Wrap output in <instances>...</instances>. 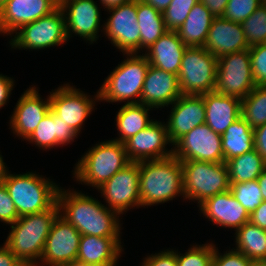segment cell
<instances>
[{"mask_svg": "<svg viewBox=\"0 0 266 266\" xmlns=\"http://www.w3.org/2000/svg\"><path fill=\"white\" fill-rule=\"evenodd\" d=\"M241 24L249 47L266 43V6L260 5Z\"/></svg>", "mask_w": 266, "mask_h": 266, "instance_id": "obj_35", "label": "cell"}, {"mask_svg": "<svg viewBox=\"0 0 266 266\" xmlns=\"http://www.w3.org/2000/svg\"><path fill=\"white\" fill-rule=\"evenodd\" d=\"M251 71L256 86H266V43L249 47Z\"/></svg>", "mask_w": 266, "mask_h": 266, "instance_id": "obj_40", "label": "cell"}, {"mask_svg": "<svg viewBox=\"0 0 266 266\" xmlns=\"http://www.w3.org/2000/svg\"><path fill=\"white\" fill-rule=\"evenodd\" d=\"M78 134L65 124L51 109L40 121L34 132L28 137L29 143H35L40 149L68 145Z\"/></svg>", "mask_w": 266, "mask_h": 266, "instance_id": "obj_27", "label": "cell"}, {"mask_svg": "<svg viewBox=\"0 0 266 266\" xmlns=\"http://www.w3.org/2000/svg\"><path fill=\"white\" fill-rule=\"evenodd\" d=\"M143 1L163 13L164 10L170 5L172 0H143Z\"/></svg>", "mask_w": 266, "mask_h": 266, "instance_id": "obj_49", "label": "cell"}, {"mask_svg": "<svg viewBox=\"0 0 266 266\" xmlns=\"http://www.w3.org/2000/svg\"><path fill=\"white\" fill-rule=\"evenodd\" d=\"M49 96L51 110L77 134L81 132L82 125L94 110L95 101H99L98 92L92 98L69 83L54 89Z\"/></svg>", "mask_w": 266, "mask_h": 266, "instance_id": "obj_13", "label": "cell"}, {"mask_svg": "<svg viewBox=\"0 0 266 266\" xmlns=\"http://www.w3.org/2000/svg\"><path fill=\"white\" fill-rule=\"evenodd\" d=\"M226 164L230 183L256 180L266 169L265 161L255 149L228 160Z\"/></svg>", "mask_w": 266, "mask_h": 266, "instance_id": "obj_33", "label": "cell"}, {"mask_svg": "<svg viewBox=\"0 0 266 266\" xmlns=\"http://www.w3.org/2000/svg\"><path fill=\"white\" fill-rule=\"evenodd\" d=\"M139 194L141 207L158 205L183 197L181 160L171 156L161 160L139 162Z\"/></svg>", "mask_w": 266, "mask_h": 266, "instance_id": "obj_3", "label": "cell"}, {"mask_svg": "<svg viewBox=\"0 0 266 266\" xmlns=\"http://www.w3.org/2000/svg\"><path fill=\"white\" fill-rule=\"evenodd\" d=\"M249 221L261 229L266 230V201L261 204L250 214Z\"/></svg>", "mask_w": 266, "mask_h": 266, "instance_id": "obj_47", "label": "cell"}, {"mask_svg": "<svg viewBox=\"0 0 266 266\" xmlns=\"http://www.w3.org/2000/svg\"><path fill=\"white\" fill-rule=\"evenodd\" d=\"M64 266H93V265H89L83 261L75 259L74 261H71L70 263H67Z\"/></svg>", "mask_w": 266, "mask_h": 266, "instance_id": "obj_53", "label": "cell"}, {"mask_svg": "<svg viewBox=\"0 0 266 266\" xmlns=\"http://www.w3.org/2000/svg\"><path fill=\"white\" fill-rule=\"evenodd\" d=\"M109 17L103 31L123 54L139 53L140 29L137 23V0L107 9ZM111 13V14H110Z\"/></svg>", "mask_w": 266, "mask_h": 266, "instance_id": "obj_11", "label": "cell"}, {"mask_svg": "<svg viewBox=\"0 0 266 266\" xmlns=\"http://www.w3.org/2000/svg\"><path fill=\"white\" fill-rule=\"evenodd\" d=\"M233 197L251 214L263 201L258 180L231 183Z\"/></svg>", "mask_w": 266, "mask_h": 266, "instance_id": "obj_36", "label": "cell"}, {"mask_svg": "<svg viewBox=\"0 0 266 266\" xmlns=\"http://www.w3.org/2000/svg\"><path fill=\"white\" fill-rule=\"evenodd\" d=\"M59 215L56 202L46 211L19 217L10 225L11 230L4 244L26 266H37L50 229Z\"/></svg>", "mask_w": 266, "mask_h": 266, "instance_id": "obj_2", "label": "cell"}, {"mask_svg": "<svg viewBox=\"0 0 266 266\" xmlns=\"http://www.w3.org/2000/svg\"><path fill=\"white\" fill-rule=\"evenodd\" d=\"M37 90L35 86L25 90L18 99L8 122L13 133L25 141L51 109L50 96L48 95L46 100L42 99Z\"/></svg>", "mask_w": 266, "mask_h": 266, "instance_id": "obj_18", "label": "cell"}, {"mask_svg": "<svg viewBox=\"0 0 266 266\" xmlns=\"http://www.w3.org/2000/svg\"><path fill=\"white\" fill-rule=\"evenodd\" d=\"M81 157L75 165L73 177L79 184L95 189L130 163L124 143L113 139L98 142Z\"/></svg>", "mask_w": 266, "mask_h": 266, "instance_id": "obj_4", "label": "cell"}, {"mask_svg": "<svg viewBox=\"0 0 266 266\" xmlns=\"http://www.w3.org/2000/svg\"><path fill=\"white\" fill-rule=\"evenodd\" d=\"M255 86L249 49L227 54L217 59L216 92L242 100Z\"/></svg>", "mask_w": 266, "mask_h": 266, "instance_id": "obj_10", "label": "cell"}, {"mask_svg": "<svg viewBox=\"0 0 266 266\" xmlns=\"http://www.w3.org/2000/svg\"><path fill=\"white\" fill-rule=\"evenodd\" d=\"M57 204L60 216L72 224L82 235L121 237V217L116 211L81 191L59 187Z\"/></svg>", "mask_w": 266, "mask_h": 266, "instance_id": "obj_1", "label": "cell"}, {"mask_svg": "<svg viewBox=\"0 0 266 266\" xmlns=\"http://www.w3.org/2000/svg\"><path fill=\"white\" fill-rule=\"evenodd\" d=\"M257 180L262 193V198L266 201V169L261 173Z\"/></svg>", "mask_w": 266, "mask_h": 266, "instance_id": "obj_51", "label": "cell"}, {"mask_svg": "<svg viewBox=\"0 0 266 266\" xmlns=\"http://www.w3.org/2000/svg\"><path fill=\"white\" fill-rule=\"evenodd\" d=\"M14 33L9 41L12 49L41 50L68 42L65 15L60 6L50 14L21 26Z\"/></svg>", "mask_w": 266, "mask_h": 266, "instance_id": "obj_9", "label": "cell"}, {"mask_svg": "<svg viewBox=\"0 0 266 266\" xmlns=\"http://www.w3.org/2000/svg\"><path fill=\"white\" fill-rule=\"evenodd\" d=\"M204 99L205 123L217 134L241 117V99L211 91L201 95Z\"/></svg>", "mask_w": 266, "mask_h": 266, "instance_id": "obj_24", "label": "cell"}, {"mask_svg": "<svg viewBox=\"0 0 266 266\" xmlns=\"http://www.w3.org/2000/svg\"><path fill=\"white\" fill-rule=\"evenodd\" d=\"M165 122L153 120L145 129L124 142L130 162L161 160L173 156V148L167 150L169 140Z\"/></svg>", "mask_w": 266, "mask_h": 266, "instance_id": "obj_16", "label": "cell"}, {"mask_svg": "<svg viewBox=\"0 0 266 266\" xmlns=\"http://www.w3.org/2000/svg\"><path fill=\"white\" fill-rule=\"evenodd\" d=\"M8 0H0V10L4 7L5 3L7 2Z\"/></svg>", "mask_w": 266, "mask_h": 266, "instance_id": "obj_55", "label": "cell"}, {"mask_svg": "<svg viewBox=\"0 0 266 266\" xmlns=\"http://www.w3.org/2000/svg\"><path fill=\"white\" fill-rule=\"evenodd\" d=\"M184 198L197 201L198 206L206 199L230 189L226 162L181 161Z\"/></svg>", "mask_w": 266, "mask_h": 266, "instance_id": "obj_7", "label": "cell"}, {"mask_svg": "<svg viewBox=\"0 0 266 266\" xmlns=\"http://www.w3.org/2000/svg\"><path fill=\"white\" fill-rule=\"evenodd\" d=\"M167 249L144 258L141 266H177L176 251Z\"/></svg>", "mask_w": 266, "mask_h": 266, "instance_id": "obj_43", "label": "cell"}, {"mask_svg": "<svg viewBox=\"0 0 266 266\" xmlns=\"http://www.w3.org/2000/svg\"><path fill=\"white\" fill-rule=\"evenodd\" d=\"M0 266H26L4 244L0 247Z\"/></svg>", "mask_w": 266, "mask_h": 266, "instance_id": "obj_46", "label": "cell"}, {"mask_svg": "<svg viewBox=\"0 0 266 266\" xmlns=\"http://www.w3.org/2000/svg\"><path fill=\"white\" fill-rule=\"evenodd\" d=\"M82 234L60 215L47 236L43 254L37 266H64L77 258Z\"/></svg>", "mask_w": 266, "mask_h": 266, "instance_id": "obj_15", "label": "cell"}, {"mask_svg": "<svg viewBox=\"0 0 266 266\" xmlns=\"http://www.w3.org/2000/svg\"><path fill=\"white\" fill-rule=\"evenodd\" d=\"M20 216L3 183L0 184V221L4 224H13Z\"/></svg>", "mask_w": 266, "mask_h": 266, "instance_id": "obj_42", "label": "cell"}, {"mask_svg": "<svg viewBox=\"0 0 266 266\" xmlns=\"http://www.w3.org/2000/svg\"><path fill=\"white\" fill-rule=\"evenodd\" d=\"M198 2L199 0H172L163 12L166 29L176 31L185 22L189 12Z\"/></svg>", "mask_w": 266, "mask_h": 266, "instance_id": "obj_38", "label": "cell"}, {"mask_svg": "<svg viewBox=\"0 0 266 266\" xmlns=\"http://www.w3.org/2000/svg\"><path fill=\"white\" fill-rule=\"evenodd\" d=\"M250 266H266V262H252Z\"/></svg>", "mask_w": 266, "mask_h": 266, "instance_id": "obj_54", "label": "cell"}, {"mask_svg": "<svg viewBox=\"0 0 266 266\" xmlns=\"http://www.w3.org/2000/svg\"><path fill=\"white\" fill-rule=\"evenodd\" d=\"M139 162H130L98 188L106 206L119 215L140 207Z\"/></svg>", "mask_w": 266, "mask_h": 266, "instance_id": "obj_14", "label": "cell"}, {"mask_svg": "<svg viewBox=\"0 0 266 266\" xmlns=\"http://www.w3.org/2000/svg\"><path fill=\"white\" fill-rule=\"evenodd\" d=\"M251 263L249 258L234 248L221 254L214 245L212 266H250Z\"/></svg>", "mask_w": 266, "mask_h": 266, "instance_id": "obj_41", "label": "cell"}, {"mask_svg": "<svg viewBox=\"0 0 266 266\" xmlns=\"http://www.w3.org/2000/svg\"><path fill=\"white\" fill-rule=\"evenodd\" d=\"M217 58L204 47H187L178 72L183 95H202L215 90Z\"/></svg>", "mask_w": 266, "mask_h": 266, "instance_id": "obj_8", "label": "cell"}, {"mask_svg": "<svg viewBox=\"0 0 266 266\" xmlns=\"http://www.w3.org/2000/svg\"><path fill=\"white\" fill-rule=\"evenodd\" d=\"M65 15L66 36L69 39L72 34L94 43L99 38L100 10L94 0H63L59 5Z\"/></svg>", "mask_w": 266, "mask_h": 266, "instance_id": "obj_17", "label": "cell"}, {"mask_svg": "<svg viewBox=\"0 0 266 266\" xmlns=\"http://www.w3.org/2000/svg\"><path fill=\"white\" fill-rule=\"evenodd\" d=\"M186 48L176 31L167 30L144 55L150 65L178 75Z\"/></svg>", "mask_w": 266, "mask_h": 266, "instance_id": "obj_26", "label": "cell"}, {"mask_svg": "<svg viewBox=\"0 0 266 266\" xmlns=\"http://www.w3.org/2000/svg\"><path fill=\"white\" fill-rule=\"evenodd\" d=\"M14 81L13 78L0 74V108L9 101L8 99L15 85Z\"/></svg>", "mask_w": 266, "mask_h": 266, "instance_id": "obj_45", "label": "cell"}, {"mask_svg": "<svg viewBox=\"0 0 266 266\" xmlns=\"http://www.w3.org/2000/svg\"><path fill=\"white\" fill-rule=\"evenodd\" d=\"M229 0H199L214 17H222Z\"/></svg>", "mask_w": 266, "mask_h": 266, "instance_id": "obj_48", "label": "cell"}, {"mask_svg": "<svg viewBox=\"0 0 266 266\" xmlns=\"http://www.w3.org/2000/svg\"><path fill=\"white\" fill-rule=\"evenodd\" d=\"M235 250L252 262H266L265 230L250 221L235 231Z\"/></svg>", "mask_w": 266, "mask_h": 266, "instance_id": "obj_32", "label": "cell"}, {"mask_svg": "<svg viewBox=\"0 0 266 266\" xmlns=\"http://www.w3.org/2000/svg\"><path fill=\"white\" fill-rule=\"evenodd\" d=\"M122 247L120 237L82 235L76 259L93 266H116Z\"/></svg>", "mask_w": 266, "mask_h": 266, "instance_id": "obj_25", "label": "cell"}, {"mask_svg": "<svg viewBox=\"0 0 266 266\" xmlns=\"http://www.w3.org/2000/svg\"><path fill=\"white\" fill-rule=\"evenodd\" d=\"M105 10L122 5L131 0H99Z\"/></svg>", "mask_w": 266, "mask_h": 266, "instance_id": "obj_50", "label": "cell"}, {"mask_svg": "<svg viewBox=\"0 0 266 266\" xmlns=\"http://www.w3.org/2000/svg\"><path fill=\"white\" fill-rule=\"evenodd\" d=\"M5 164L6 163L3 160V156L0 154V184L3 182V180L7 177L9 173V169Z\"/></svg>", "mask_w": 266, "mask_h": 266, "instance_id": "obj_52", "label": "cell"}, {"mask_svg": "<svg viewBox=\"0 0 266 266\" xmlns=\"http://www.w3.org/2000/svg\"><path fill=\"white\" fill-rule=\"evenodd\" d=\"M171 146L173 156L181 161L224 162L221 135L206 123L194 127Z\"/></svg>", "mask_w": 266, "mask_h": 266, "instance_id": "obj_12", "label": "cell"}, {"mask_svg": "<svg viewBox=\"0 0 266 266\" xmlns=\"http://www.w3.org/2000/svg\"><path fill=\"white\" fill-rule=\"evenodd\" d=\"M172 105L167 133L172 145L194 127L205 123L204 99L201 95H181Z\"/></svg>", "mask_w": 266, "mask_h": 266, "instance_id": "obj_19", "label": "cell"}, {"mask_svg": "<svg viewBox=\"0 0 266 266\" xmlns=\"http://www.w3.org/2000/svg\"><path fill=\"white\" fill-rule=\"evenodd\" d=\"M217 59L234 52L249 49L242 24L215 17L203 46Z\"/></svg>", "mask_w": 266, "mask_h": 266, "instance_id": "obj_23", "label": "cell"}, {"mask_svg": "<svg viewBox=\"0 0 266 266\" xmlns=\"http://www.w3.org/2000/svg\"><path fill=\"white\" fill-rule=\"evenodd\" d=\"M181 95L177 75L149 65L140 96L141 104L153 110L168 107Z\"/></svg>", "mask_w": 266, "mask_h": 266, "instance_id": "obj_21", "label": "cell"}, {"mask_svg": "<svg viewBox=\"0 0 266 266\" xmlns=\"http://www.w3.org/2000/svg\"><path fill=\"white\" fill-rule=\"evenodd\" d=\"M124 59L106 77L98 90L99 101L140 103L144 79L149 68V61L144 53L123 54ZM127 101V102H126Z\"/></svg>", "mask_w": 266, "mask_h": 266, "instance_id": "obj_5", "label": "cell"}, {"mask_svg": "<svg viewBox=\"0 0 266 266\" xmlns=\"http://www.w3.org/2000/svg\"><path fill=\"white\" fill-rule=\"evenodd\" d=\"M254 149L262 156L266 163V123L253 129Z\"/></svg>", "mask_w": 266, "mask_h": 266, "instance_id": "obj_44", "label": "cell"}, {"mask_svg": "<svg viewBox=\"0 0 266 266\" xmlns=\"http://www.w3.org/2000/svg\"><path fill=\"white\" fill-rule=\"evenodd\" d=\"M54 0H8L0 10V34L13 35L21 26L50 14Z\"/></svg>", "mask_w": 266, "mask_h": 266, "instance_id": "obj_20", "label": "cell"}, {"mask_svg": "<svg viewBox=\"0 0 266 266\" xmlns=\"http://www.w3.org/2000/svg\"><path fill=\"white\" fill-rule=\"evenodd\" d=\"M261 5L266 6V0H260Z\"/></svg>", "mask_w": 266, "mask_h": 266, "instance_id": "obj_56", "label": "cell"}, {"mask_svg": "<svg viewBox=\"0 0 266 266\" xmlns=\"http://www.w3.org/2000/svg\"><path fill=\"white\" fill-rule=\"evenodd\" d=\"M137 23L140 29V51L148 50L166 31L163 13L137 0Z\"/></svg>", "mask_w": 266, "mask_h": 266, "instance_id": "obj_31", "label": "cell"}, {"mask_svg": "<svg viewBox=\"0 0 266 266\" xmlns=\"http://www.w3.org/2000/svg\"><path fill=\"white\" fill-rule=\"evenodd\" d=\"M58 5H60L62 2H63V0H54Z\"/></svg>", "mask_w": 266, "mask_h": 266, "instance_id": "obj_57", "label": "cell"}, {"mask_svg": "<svg viewBox=\"0 0 266 266\" xmlns=\"http://www.w3.org/2000/svg\"><path fill=\"white\" fill-rule=\"evenodd\" d=\"M2 183L20 217L46 211L57 202L60 185L36 172L16 175L9 172Z\"/></svg>", "mask_w": 266, "mask_h": 266, "instance_id": "obj_6", "label": "cell"}, {"mask_svg": "<svg viewBox=\"0 0 266 266\" xmlns=\"http://www.w3.org/2000/svg\"><path fill=\"white\" fill-rule=\"evenodd\" d=\"M214 244L193 245L187 252L176 251L177 266H212Z\"/></svg>", "mask_w": 266, "mask_h": 266, "instance_id": "obj_37", "label": "cell"}, {"mask_svg": "<svg viewBox=\"0 0 266 266\" xmlns=\"http://www.w3.org/2000/svg\"><path fill=\"white\" fill-rule=\"evenodd\" d=\"M152 110L141 103L124 104L116 114V127L119 135L115 141L124 143L131 136L145 129L153 119L149 118V111Z\"/></svg>", "mask_w": 266, "mask_h": 266, "instance_id": "obj_30", "label": "cell"}, {"mask_svg": "<svg viewBox=\"0 0 266 266\" xmlns=\"http://www.w3.org/2000/svg\"><path fill=\"white\" fill-rule=\"evenodd\" d=\"M224 162L254 149L253 128L240 117L221 135Z\"/></svg>", "mask_w": 266, "mask_h": 266, "instance_id": "obj_29", "label": "cell"}, {"mask_svg": "<svg viewBox=\"0 0 266 266\" xmlns=\"http://www.w3.org/2000/svg\"><path fill=\"white\" fill-rule=\"evenodd\" d=\"M214 18L208 8L198 2L176 30L178 37L187 47H203Z\"/></svg>", "mask_w": 266, "mask_h": 266, "instance_id": "obj_28", "label": "cell"}, {"mask_svg": "<svg viewBox=\"0 0 266 266\" xmlns=\"http://www.w3.org/2000/svg\"><path fill=\"white\" fill-rule=\"evenodd\" d=\"M241 117L253 129L266 123V86H255L241 100Z\"/></svg>", "mask_w": 266, "mask_h": 266, "instance_id": "obj_34", "label": "cell"}, {"mask_svg": "<svg viewBox=\"0 0 266 266\" xmlns=\"http://www.w3.org/2000/svg\"><path fill=\"white\" fill-rule=\"evenodd\" d=\"M200 212L213 224L230 228L239 229L249 222L250 214L233 197L230 190L219 193L206 199L199 206Z\"/></svg>", "mask_w": 266, "mask_h": 266, "instance_id": "obj_22", "label": "cell"}, {"mask_svg": "<svg viewBox=\"0 0 266 266\" xmlns=\"http://www.w3.org/2000/svg\"><path fill=\"white\" fill-rule=\"evenodd\" d=\"M260 5V0H229L222 18L241 24L254 13Z\"/></svg>", "mask_w": 266, "mask_h": 266, "instance_id": "obj_39", "label": "cell"}]
</instances>
